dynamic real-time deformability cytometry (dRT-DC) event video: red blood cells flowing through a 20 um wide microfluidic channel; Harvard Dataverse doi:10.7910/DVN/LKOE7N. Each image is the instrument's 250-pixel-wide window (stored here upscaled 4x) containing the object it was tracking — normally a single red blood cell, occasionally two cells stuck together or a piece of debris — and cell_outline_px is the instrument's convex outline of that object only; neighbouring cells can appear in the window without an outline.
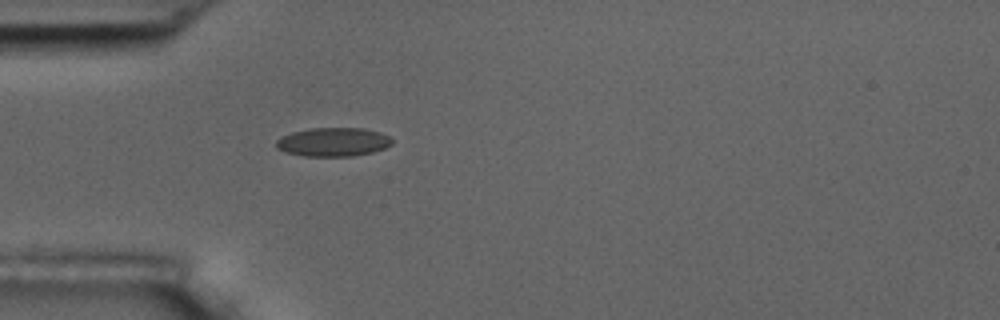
{"species": "common noctule bat (a hibernating species)", "species_latin": "Nyctalus noctula", "temperature_condition": "room temperature", "stored_images_in_passage": 1, "camera_frame_rate_fps": 3000, "um_per_image_px": 0.085, "animal": {"sex": "male", "body_mass_g": 17.5, "forearm_length_mm": 52.3}, "frame": {"image": 1, "passage_image": 1, "time_ms": 0.0, "image_size_px": [1000, 320], "cell_outline_px": [[392, 144], [384, 148], [372, 152], [352, 156], [304, 156], [284, 152], [276, 148], [276, 140], [280, 136], [292, 132], [308, 128], [364, 128], [380, 132], [388, 136], [392, 140]], "centroid_in_image_um": [28.28, 12.06], "position_along_channel_um": 56.7, "area_um2": 19.54}}